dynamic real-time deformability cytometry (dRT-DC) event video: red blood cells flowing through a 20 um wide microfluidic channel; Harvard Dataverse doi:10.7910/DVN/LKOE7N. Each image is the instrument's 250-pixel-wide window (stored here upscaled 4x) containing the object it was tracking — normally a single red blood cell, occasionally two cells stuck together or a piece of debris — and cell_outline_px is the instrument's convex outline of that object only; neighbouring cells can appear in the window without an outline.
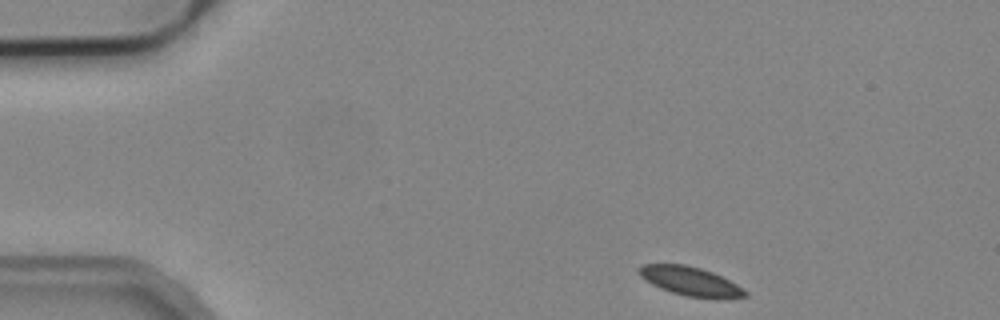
{"species": "common noctule bat (a hibernating species)", "species_latin": "Nyctalus noctula", "temperature_condition": "cold", "stored_images_in_passage": 47, "camera_frame_rate_fps": 3000, "um_per_image_px": 0.085, "animal": {"sex": "male", "body_mass_g": 19.2, "forearm_length_mm": 51.8}, "frame": {"image": 1, "passage_image": 1, "time_ms": 0.0, "image_size_px": [1000, 320], "cell_outline_px": [[748, 296], [688, 296], [672, 292], [660, 288], [644, 280], [636, 272], [640, 264], [684, 264], [700, 268], [712, 272], [744, 288], [748, 292]], "centroid_in_image_um": [58.57, 23.85], "position_along_channel_um": 26.4, "area_um2": 17.28}}
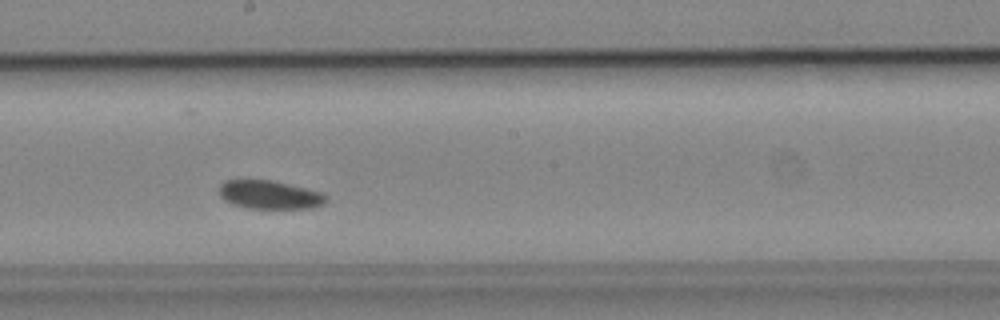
{"frame": {"image": 2, "passage_image": 23, "time_ms": 7.333, "image_size_px": [1000, 320], "cell_outline_px": [[328, 200], [324, 204], [312, 208], [248, 208], [232, 204], [224, 200], [220, 196], [220, 184], [224, 180], [244, 176], [272, 180], [320, 192], [328, 196]], "centroid_in_image_um": [22.84, 16.5], "position_along_channel_um": 225.4, "area_um2": 18.38}}
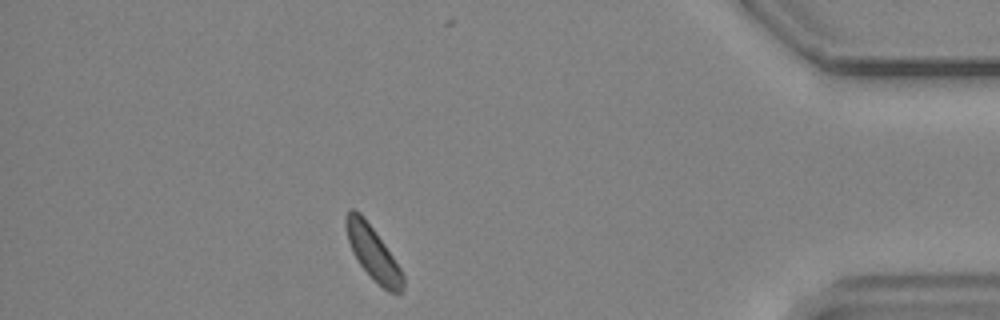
{"frame": {"image": 3, "passage_image": 41, "time_ms": 13.333, "image_size_px": [1000, 320], "cell_outline_px": [[404, 288], [396, 296], [388, 292], [360, 264], [352, 252], [348, 240], [344, 224], [344, 216], [348, 208], [356, 208], [364, 216], [384, 244], [400, 268], [404, 276]], "centroid_in_image_um": [31.67, 21.45], "position_along_channel_um": 403.5, "area_um2": 17.74}, "authors_computed_cell_mechanics": {"area_um2": 18.207, "velocity_mm_per_s": 3.7166, "shape_relaxation_time_tau1_ms": null, "shape_relaxation_time_tau2_ms": 11.1086, "deformation_change_tau1": null, "deformation_change_tau2": 0.1271}}